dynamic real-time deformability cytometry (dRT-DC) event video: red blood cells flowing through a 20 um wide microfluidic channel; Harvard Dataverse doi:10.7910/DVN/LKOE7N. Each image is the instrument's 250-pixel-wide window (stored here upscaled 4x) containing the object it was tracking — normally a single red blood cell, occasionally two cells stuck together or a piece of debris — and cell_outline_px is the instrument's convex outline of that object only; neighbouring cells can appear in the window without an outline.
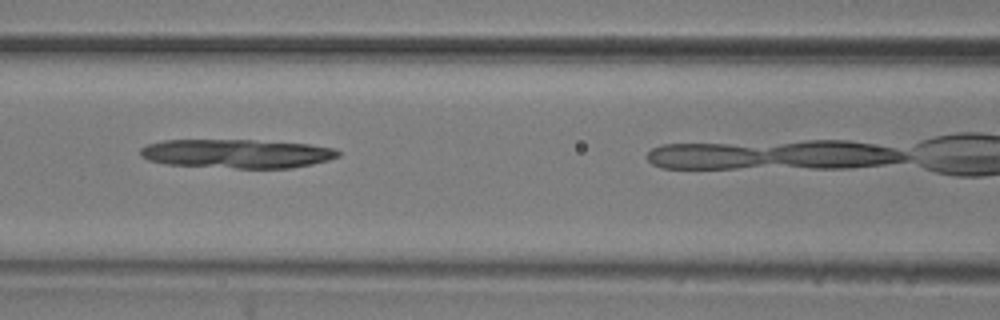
{"species": "common noctule bat (a hibernating species)", "species_latin": "Nyctalus noctula", "temperature_condition": "room temperature", "stored_images_in_passage": 9, "camera_frame_rate_fps": 3000, "um_per_image_px": 0.085, "animal": {"sex": "male", "body_mass_g": 20.5, "forearm_length_mm": 52.5}, "frame": {"image": 1, "passage_image": 4, "time_ms": 1.0, "image_size_px": [1000, 320], "cell_outline_px": [[340, 156], [328, 160], [312, 164], [292, 168], [236, 168], [164, 164], [148, 160], [140, 156], [140, 148], [148, 144], [164, 140], [252, 140], [308, 144], [332, 148], [340, 152]], "centroid_in_image_um": [20.11, 13.06], "position_along_channel_um": 146.5, "area_um2": 33.29}}